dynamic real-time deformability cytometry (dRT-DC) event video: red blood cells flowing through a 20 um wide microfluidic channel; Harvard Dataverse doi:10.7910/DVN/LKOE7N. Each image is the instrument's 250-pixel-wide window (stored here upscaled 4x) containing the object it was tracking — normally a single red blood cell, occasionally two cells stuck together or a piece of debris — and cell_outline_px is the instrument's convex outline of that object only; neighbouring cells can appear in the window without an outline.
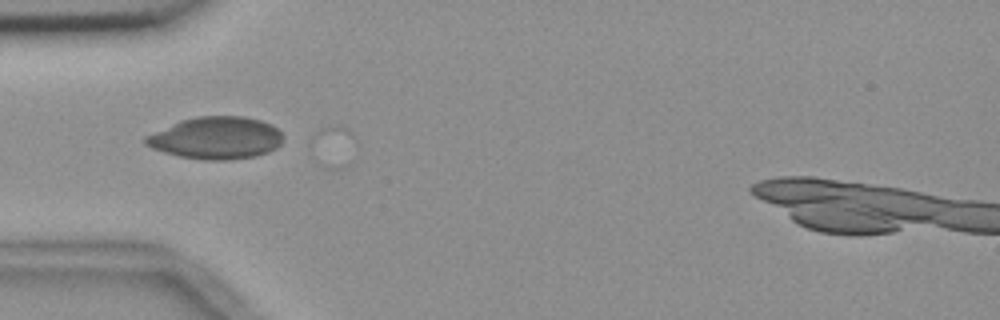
{"species": "common noctule bat (a hibernating species)", "species_latin": "Nyctalus noctula", "temperature_condition": "room temperature", "stored_images_in_passage": 3, "camera_frame_rate_fps": 3000, "um_per_image_px": 0.085, "animal": {"sex": "female", "body_mass_g": 18.4}, "frame": {"image": 1, "passage_image": 1, "time_ms": 0.0, "image_size_px": [1000, 320], "cell_outline_px": [[280, 144], [276, 148], [268, 152], [256, 156], [232, 160], [204, 160], [180, 156], [164, 152], [152, 148], [144, 144], [144, 136], [180, 120], [196, 116], [244, 116], [260, 120], [276, 128], [280, 132]], "centroid_in_image_um": [18.32, 11.73], "position_along_channel_um": 66.7, "area_um2": 33.76}}